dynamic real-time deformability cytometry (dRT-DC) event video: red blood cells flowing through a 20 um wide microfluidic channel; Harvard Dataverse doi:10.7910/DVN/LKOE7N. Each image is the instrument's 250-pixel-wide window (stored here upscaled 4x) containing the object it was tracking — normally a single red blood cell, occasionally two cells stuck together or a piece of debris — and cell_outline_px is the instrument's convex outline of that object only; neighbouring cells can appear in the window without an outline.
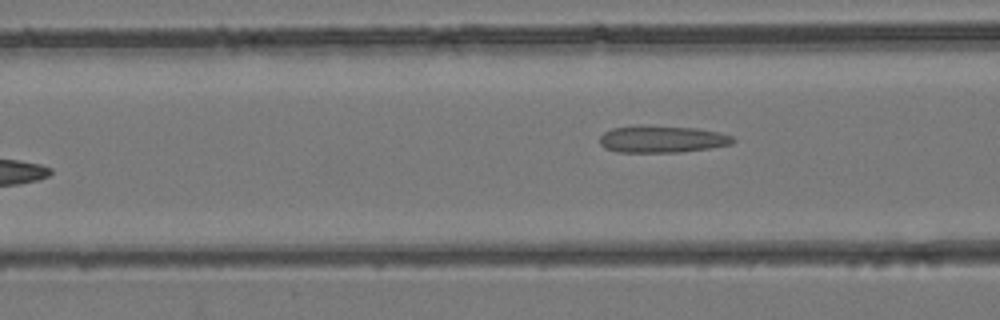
{"species": "common noctule bat (a hibernating species)", "species_latin": "Nyctalus noctula", "temperature_condition": "room temperature", "stored_images_in_passage": 5, "camera_frame_rate_fps": 3000, "um_per_image_px": 0.085, "animal": {"sex": "female", "body_mass_g": 24.6, "forearm_length_mm": 56.2}, "frame": {"image": 1, "passage_image": 5, "time_ms": 1.333, "image_size_px": [1000, 320], "cell_outline_px": [[736, 140], [732, 144], [708, 148], [680, 152], [620, 152], [604, 148], [600, 144], [600, 136], [604, 132], [612, 128], [696, 128], [720, 132], [732, 136]], "centroid_in_image_um": [56.32, 11.87], "position_along_channel_um": 110.3, "area_um2": 20.0}}